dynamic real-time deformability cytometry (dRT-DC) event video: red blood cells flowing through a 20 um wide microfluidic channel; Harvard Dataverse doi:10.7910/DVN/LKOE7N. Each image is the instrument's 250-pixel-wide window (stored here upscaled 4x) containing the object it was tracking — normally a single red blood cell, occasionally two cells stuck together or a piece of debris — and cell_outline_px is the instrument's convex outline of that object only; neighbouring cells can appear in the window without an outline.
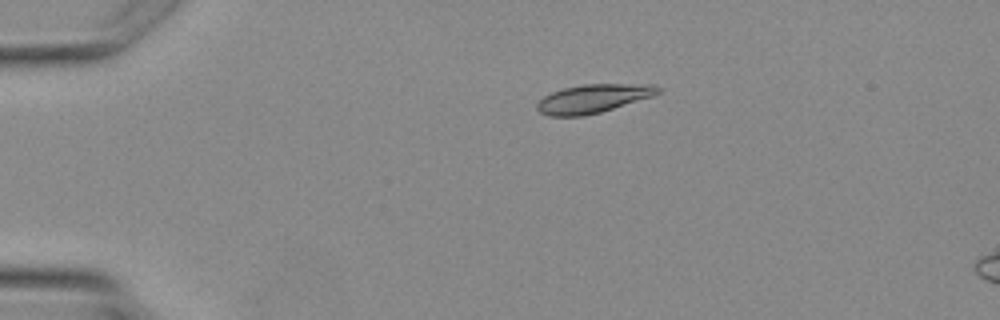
{"species": "Egyptian fruit bat (a non-hibernating species)", "species_latin": "Rousettus aegyptiacus", "temperature_condition": "warm", "stored_images_in_passage": 4, "camera_frame_rate_fps": 3000, "um_per_image_px": 0.085, "animal": {"sex": "female"}, "frame": {"image": 1, "passage_image": 2, "time_ms": 1.0, "image_size_px": [1000, 320], "cell_outline_px": [[660, 92], [652, 96], [600, 112], [584, 116], [548, 116], [540, 112], [536, 108], [536, 104], [544, 96], [552, 92], [564, 88], [584, 84], [656, 84], [660, 88]], "centroid_in_image_um": [50.4, 8.38], "position_along_channel_um": 34.6, "area_um2": 20.0}}